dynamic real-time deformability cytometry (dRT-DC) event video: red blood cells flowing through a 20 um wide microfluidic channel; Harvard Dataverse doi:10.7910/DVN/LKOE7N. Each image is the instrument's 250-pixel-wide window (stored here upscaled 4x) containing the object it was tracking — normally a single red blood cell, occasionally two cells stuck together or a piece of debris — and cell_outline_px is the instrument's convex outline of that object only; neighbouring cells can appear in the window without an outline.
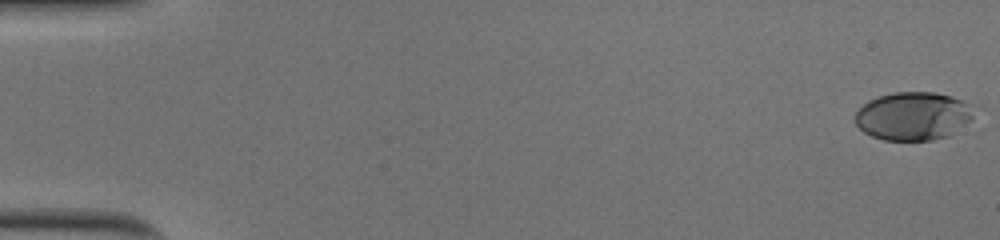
{"species": "human", "species_latin": "Homo sapiens", "temperature_condition": "cold", "stored_images_in_passage": 52, "camera_frame_rate_fps": 3000, "um_per_image_px": 0.085, "donor": {"sex": "male"}, "frame": {"image": 1, "passage_image": 1, "time_ms": 0.0, "image_size_px": [1000, 240], "cell_outline_px": [[980, 104], [972, 120], [952, 136], [932, 140], [884, 140], [872, 136], [864, 132], [856, 124], [856, 112], [868, 100], [880, 96], [896, 92], [936, 92], [952, 96]], "centroid_in_image_um": [77.77, 9.86], "position_along_channel_um": 7.2, "area_um2": 34.33}}
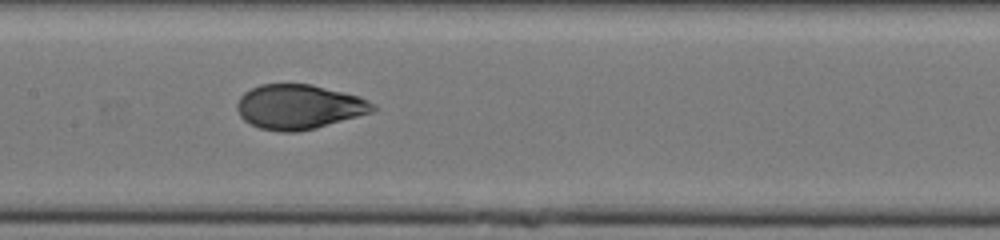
{"frame": {"image": 2, "passage_image": 27, "time_ms": 8.667, "image_size_px": [1000, 240], "cell_outline_px": [[380, 108], [372, 112], [316, 128], [296, 132], [280, 132], [260, 128], [244, 120], [240, 116], [236, 108], [236, 104], [240, 96], [244, 92], [260, 84], [312, 84], [360, 96], [376, 104]], "centroid_in_image_um": [25.43, 9.07], "position_along_channel_um": 182.0, "area_um2": 35.55}}
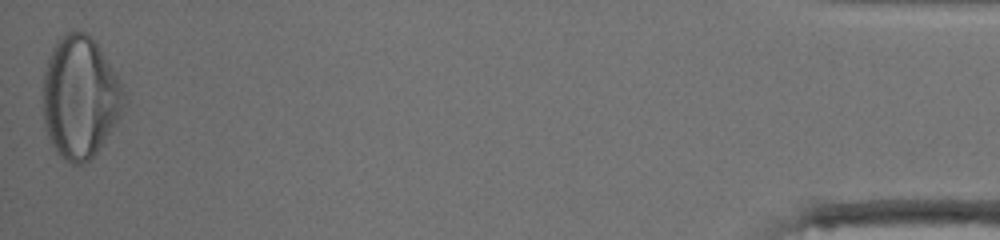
{"frame": {"image": 3, "passage_image": 52, "time_ms": 17.0, "image_size_px": [1000, 240], "cell_outline_px": [[128, 104], [96, 152], [88, 160], [80, 164], [72, 164], [60, 156], [56, 152], [44, 128], [44, 72], [52, 48], [56, 40], [68, 32], [84, 32], [92, 36], [120, 80]], "centroid_in_image_um": [6.82, 8.26], "position_along_channel_um": 428.4, "area_um2": 57.34}, "authors_computed_cell_mechanics": {"area_um2": 35.5181, "velocity_mm_per_s": 4.0103, "shape_relaxation_time_tau1_ms": 4.177, "shape_relaxation_time_tau2_ms": 0.7163, "deformation_change_tau1": 0.1893, "deformation_change_tau2": 0.0543}}